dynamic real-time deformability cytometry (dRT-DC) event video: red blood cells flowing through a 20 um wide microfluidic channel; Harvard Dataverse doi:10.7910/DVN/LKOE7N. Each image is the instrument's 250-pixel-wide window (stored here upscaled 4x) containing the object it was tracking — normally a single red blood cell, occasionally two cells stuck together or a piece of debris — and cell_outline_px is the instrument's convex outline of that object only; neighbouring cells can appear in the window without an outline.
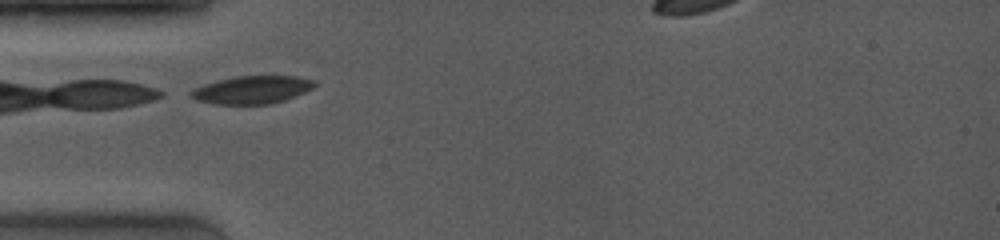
{"species": "common noctule bat (a hibernating species)", "species_latin": "Nyctalus noctula", "temperature_condition": "room temperature", "stored_images_in_passage": 20, "camera_frame_rate_fps": 4000, "um_per_image_px": 0.085, "animal": {"sex": "female", "body_mass_g": 19.0, "forearm_length_mm": 53.3}, "frame": {"image": 1, "passage_image": 1, "time_ms": 0.0, "image_size_px": [1000, 240], "cell_outline_px": [[316, 84], [312, 88], [304, 92], [284, 100], [268, 104], [212, 104], [196, 100], [188, 96], [188, 92], [204, 84], [236, 76], [296, 76], [316, 80]], "centroid_in_image_um": [21.4, 7.63], "position_along_channel_um": 63.6, "area_um2": 20.0}, "authors_computed_cell_mechanics": {"area_um2": 20.8369, "velocity_mm_per_s": 4.0544, "shape_relaxation_time_tau1_ms": 1.0986, "shape_relaxation_time_tau2_ms": null, "deformation_change_tau1": 0.0483, "deformation_change_tau2": null}}